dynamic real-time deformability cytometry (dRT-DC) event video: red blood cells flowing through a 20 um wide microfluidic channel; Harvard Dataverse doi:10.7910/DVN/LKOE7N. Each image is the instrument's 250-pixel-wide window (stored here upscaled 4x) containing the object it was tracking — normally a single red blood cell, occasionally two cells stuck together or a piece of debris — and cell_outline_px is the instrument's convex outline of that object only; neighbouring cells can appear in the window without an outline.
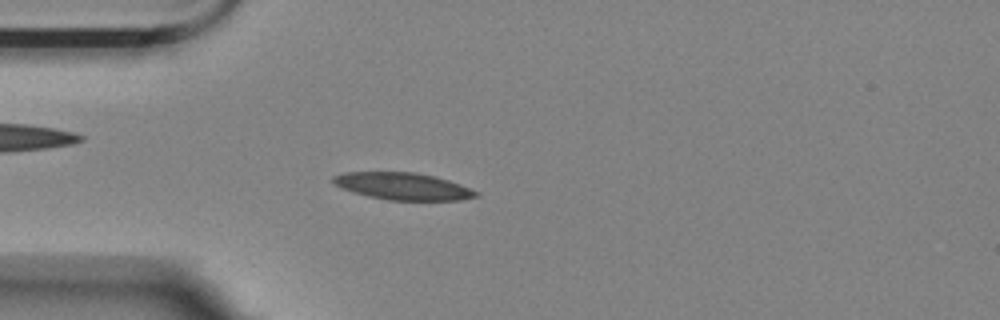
{"species": "Egyptian fruit bat (a non-hibernating species)", "species_latin": "Rousettus aegyptiacus", "temperature_condition": "room temperature", "stored_images_in_passage": 3, "camera_frame_rate_fps": 3000, "um_per_image_px": 0.085, "animal": {"sex": "female"}, "frame": {"image": 1, "passage_image": 3, "time_ms": 0.667, "image_size_px": [1000, 320], "cell_outline_px": [[480, 196], [460, 200], [388, 200], [368, 196], [352, 192], [340, 188], [332, 184], [332, 176], [344, 172], [416, 172], [436, 176], [460, 184], [480, 192]], "centroid_in_image_um": [34.23, 15.83], "position_along_channel_um": 50.8, "area_um2": 22.83}}